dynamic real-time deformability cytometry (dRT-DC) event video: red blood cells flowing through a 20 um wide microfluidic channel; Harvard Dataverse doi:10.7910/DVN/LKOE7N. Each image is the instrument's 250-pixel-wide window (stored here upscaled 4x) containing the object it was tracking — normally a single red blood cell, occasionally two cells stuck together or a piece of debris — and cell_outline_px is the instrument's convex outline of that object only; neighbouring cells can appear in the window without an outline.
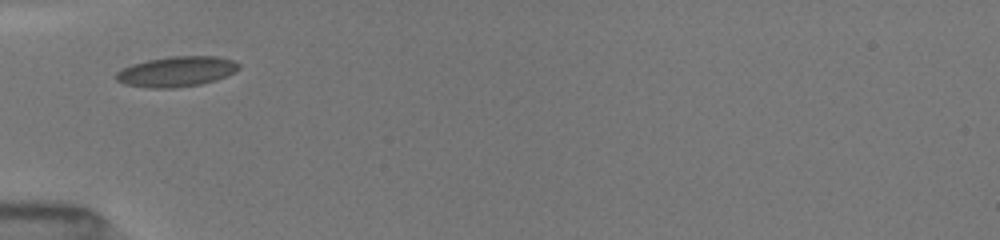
{"species": "common noctule bat (a hibernating species)", "species_latin": "Nyctalus noctula", "temperature_condition": "room temperature", "stored_images_in_passage": 14, "camera_frame_rate_fps": 3000, "um_per_image_px": 0.085, "animal": {"sex": "female", "body_mass_g": 19.5, "forearm_length_mm": 54.1}, "frame": {"image": 1, "passage_image": 1, "time_ms": 0.0, "image_size_px": [1000, 240], "cell_outline_px": [[240, 68], [236, 72], [216, 80], [200, 84], [176, 88], [148, 88], [124, 84], [116, 80], [116, 72], [120, 68], [132, 64], [148, 60], [172, 56], [216, 56], [236, 60], [240, 64]], "centroid_in_image_um": [15.02, 6.08], "position_along_channel_um": 70.0, "area_um2": 21.91}}
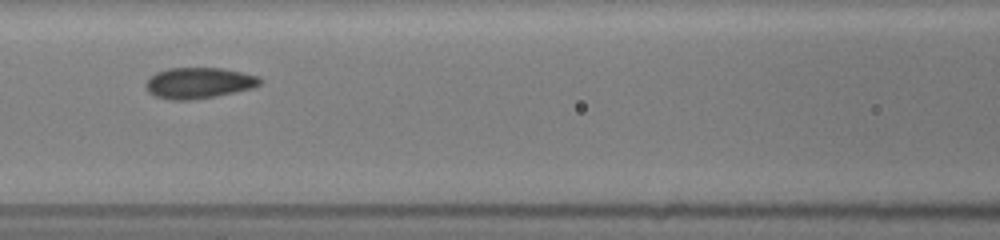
{"frame": {"image": 2, "passage_image": 10, "time_ms": 2.0, "image_size_px": [1000, 240], "cell_outline_px": [[264, 80], [256, 88], [216, 96], [188, 100], [172, 100], [156, 96], [148, 92], [144, 84], [156, 72], [168, 68], [224, 68], [260, 76]], "centroid_in_image_um": [16.96, 7.05], "position_along_channel_um": 149.6, "area_um2": 20.81}}
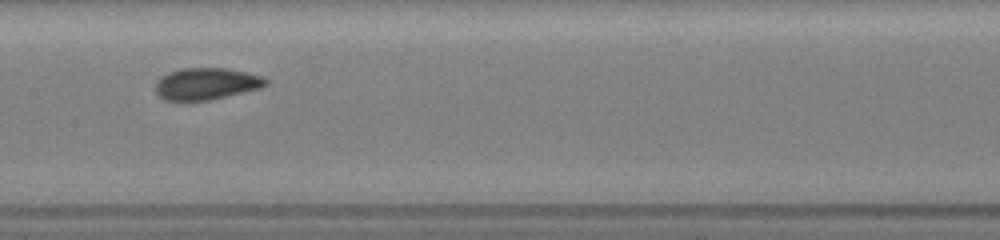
{"frame": {"image": 3, "passage_image": 13, "time_ms": 3.0, "image_size_px": [1000, 240], "cell_outline_px": [[268, 84], [260, 88], [208, 100], [164, 100], [156, 92], [156, 80], [160, 76], [168, 72], [184, 68], [228, 68], [260, 76], [268, 80]], "centroid_in_image_um": [17.51, 7.11], "position_along_channel_um": 189.9, "area_um2": 20.23}}